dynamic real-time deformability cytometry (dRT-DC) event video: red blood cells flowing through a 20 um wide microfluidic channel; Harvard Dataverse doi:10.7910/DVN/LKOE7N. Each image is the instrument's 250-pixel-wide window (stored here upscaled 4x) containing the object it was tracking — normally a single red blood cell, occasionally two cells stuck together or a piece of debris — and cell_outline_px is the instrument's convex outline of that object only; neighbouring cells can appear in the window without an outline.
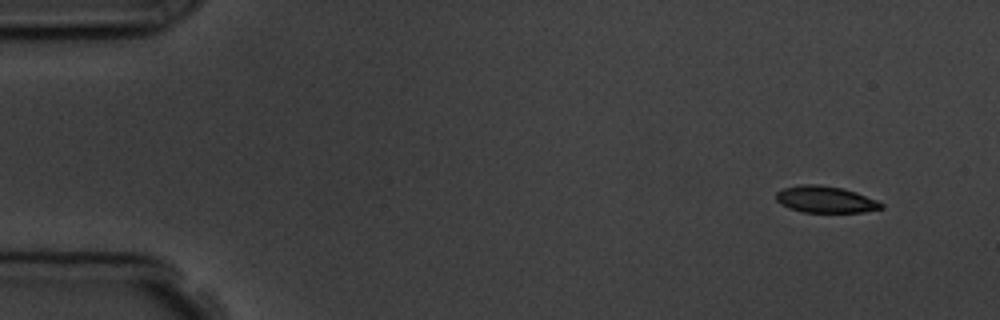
{"species": "common noctule bat (a hibernating species)", "species_latin": "Nyctalus noctula", "temperature_condition": "room temperature", "stored_images_in_passage": 5, "camera_frame_rate_fps": 3000, "um_per_image_px": 0.085, "animal": {"sex": "male", "body_mass_g": 19.5, "forearm_length_mm": 54.6}, "frame": {"image": 1, "passage_image": 1, "time_ms": 0.0, "image_size_px": [1000, 320], "cell_outline_px": [[884, 208], [864, 212], [804, 212], [788, 208], [780, 204], [776, 200], [776, 192], [784, 188], [800, 184], [816, 184], [844, 188], [856, 192], [876, 200], [884, 204]], "centroid_in_image_um": [70.15, 16.95], "position_along_channel_um": 14.8, "area_um2": 16.42}}
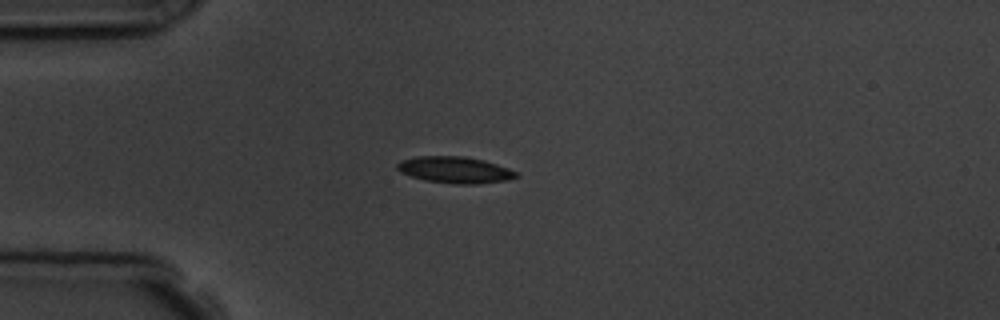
{"frame": {"image": 2, "passage_image": 3, "time_ms": 3.333, "image_size_px": [1000, 320], "cell_outline_px": [[520, 176], [508, 180], [476, 184], [456, 184], [428, 180], [412, 176], [400, 172], [396, 168], [396, 164], [400, 160], [416, 156], [464, 156], [484, 160], [508, 168], [516, 172]], "centroid_in_image_um": [38.67, 14.43], "position_along_channel_um": 46.3, "area_um2": 18.32}}